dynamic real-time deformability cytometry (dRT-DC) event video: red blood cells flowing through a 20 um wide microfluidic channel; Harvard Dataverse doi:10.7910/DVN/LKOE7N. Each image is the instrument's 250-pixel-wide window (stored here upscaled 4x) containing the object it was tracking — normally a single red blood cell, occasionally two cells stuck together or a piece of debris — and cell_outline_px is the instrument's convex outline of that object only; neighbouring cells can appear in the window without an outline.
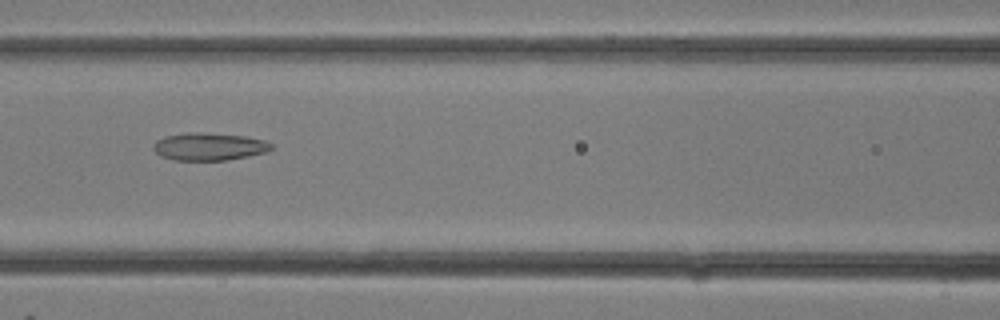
{"species": "common noctule bat (a hibernating species)", "species_latin": "Nyctalus noctula", "temperature_condition": "room temperature", "stored_images_in_passage": 28, "camera_frame_rate_fps": 3000, "um_per_image_px": 0.085, "animal": {"sex": "female"}, "frame": {"image": 1, "passage_image": 13, "time_ms": 4.0, "image_size_px": [1000, 320], "cell_outline_px": [[272, 148], [264, 152], [248, 156], [224, 160], [172, 160], [160, 156], [152, 148], [152, 144], [156, 140], [164, 136], [184, 132], [200, 132], [244, 136], [264, 140], [272, 144]], "centroid_in_image_um": [17.69, 12.45], "position_along_channel_um": 148.9, "area_um2": 19.02}}
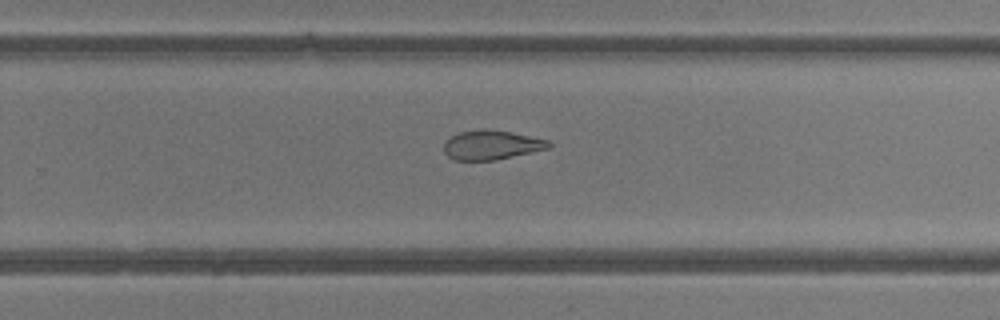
{"frame": {"image": 2, "passage_image": 19, "time_ms": 6.0, "image_size_px": [1000, 320], "cell_outline_px": [[552, 148], [496, 160], [456, 160], [448, 156], [444, 152], [444, 140], [460, 132], [480, 128], [488, 128], [548, 140], [552, 144]], "centroid_in_image_um": [41.78, 12.32], "position_along_channel_um": 288.0, "area_um2": 18.03}}
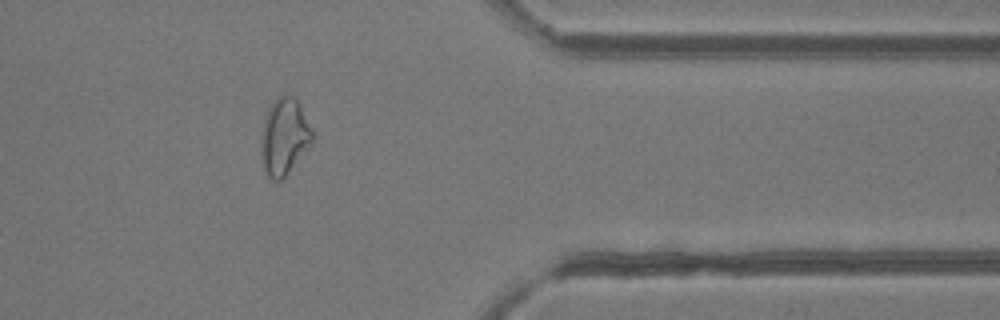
{"frame": {"image": 3, "passage_image": 24, "time_ms": 7.667, "image_size_px": [1000, 320], "cell_outline_px": [[312, 140], [288, 172], [280, 180], [272, 180], [268, 176], [264, 168], [260, 152], [260, 144], [264, 120], [276, 96], [284, 92], [292, 96], [300, 104], [312, 132]], "centroid_in_image_um": [24.12, 11.57], "position_along_channel_um": 387.3, "area_um2": 22.31}}